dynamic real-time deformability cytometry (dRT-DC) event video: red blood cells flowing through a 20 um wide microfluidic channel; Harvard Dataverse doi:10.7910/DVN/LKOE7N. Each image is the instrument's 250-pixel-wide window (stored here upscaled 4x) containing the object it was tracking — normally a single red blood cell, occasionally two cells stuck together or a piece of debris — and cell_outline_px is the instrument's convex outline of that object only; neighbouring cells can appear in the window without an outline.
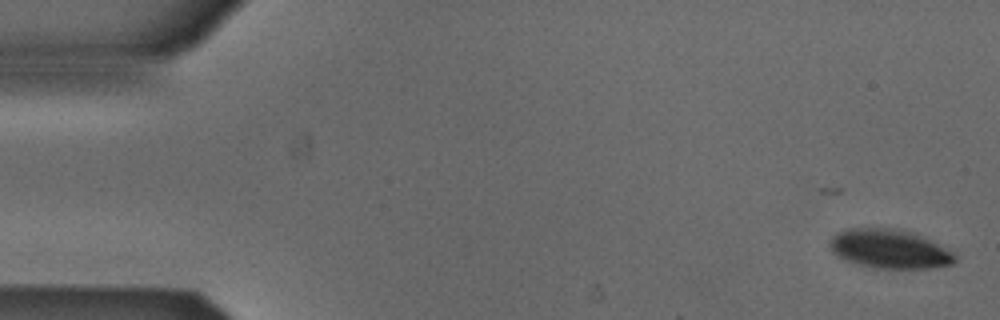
{"species": "Egyptian fruit bat (a non-hibernating species)", "species_latin": "Rousettus aegyptiacus", "temperature_condition": "cold", "stored_images_in_passage": 52, "camera_frame_rate_fps": 3000, "um_per_image_px": 0.085, "animal": {"sex": "male"}, "frame": {"image": 1, "passage_image": 1, "time_ms": 0.0, "image_size_px": [1000, 320], "cell_outline_px": [[956, 260], [952, 264], [928, 268], [872, 268], [844, 260], [836, 256], [832, 252], [828, 244], [828, 240], [836, 232], [848, 228], [892, 228], [912, 232], [952, 252], [956, 256]], "centroid_in_image_um": [75.51, 21.16], "position_along_channel_um": 9.5, "area_um2": 28.38}}
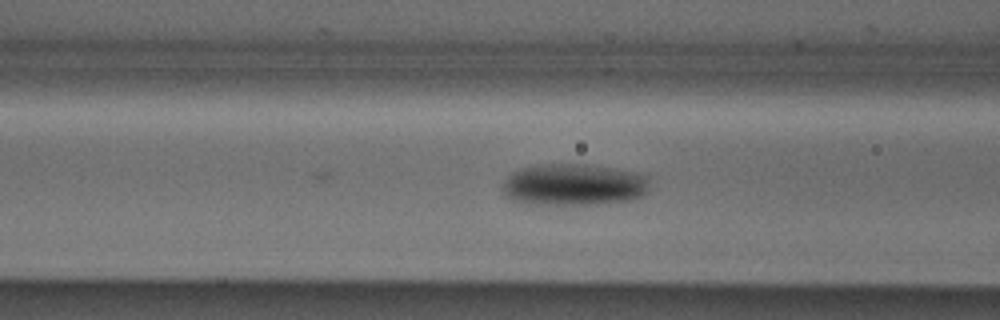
{"frame": {"image": 2, "passage_image": 20, "time_ms": 6.333, "image_size_px": [1000, 320], "cell_outline_px": [[648, 192], [640, 196], [628, 200], [592, 204], [528, 204], [512, 200], [504, 192], [504, 184], [508, 176], [512, 172], [520, 168], [540, 164], [588, 164], [616, 168], [636, 172], [644, 176], [648, 180]], "centroid_in_image_um": [48.77, 15.68], "position_along_channel_um": 117.8, "area_um2": 35.66}}
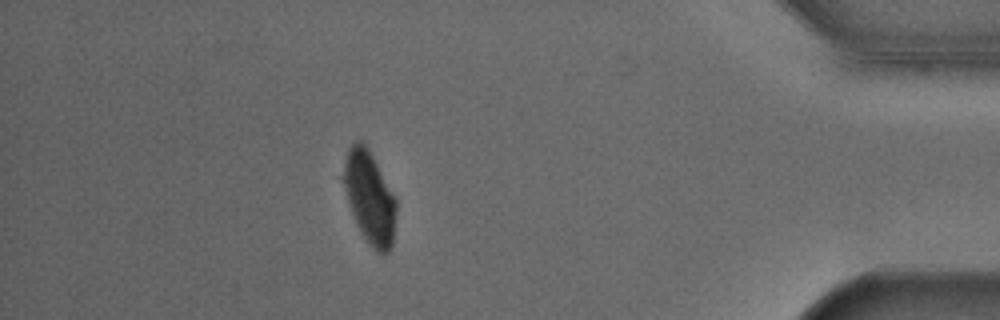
{"frame": {"image": 3, "passage_image": 46, "time_ms": 15.0, "image_size_px": [1000, 320], "cell_outline_px": [[396, 212], [392, 244], [388, 252], [384, 256], [376, 252], [372, 248], [360, 232], [356, 224], [340, 180], [340, 176], [344, 160], [348, 148], [356, 140], [360, 140], [368, 148], [396, 200]], "centroid_in_image_um": [31.36, 16.79], "position_along_channel_um": 403.8, "area_um2": 28.55}}